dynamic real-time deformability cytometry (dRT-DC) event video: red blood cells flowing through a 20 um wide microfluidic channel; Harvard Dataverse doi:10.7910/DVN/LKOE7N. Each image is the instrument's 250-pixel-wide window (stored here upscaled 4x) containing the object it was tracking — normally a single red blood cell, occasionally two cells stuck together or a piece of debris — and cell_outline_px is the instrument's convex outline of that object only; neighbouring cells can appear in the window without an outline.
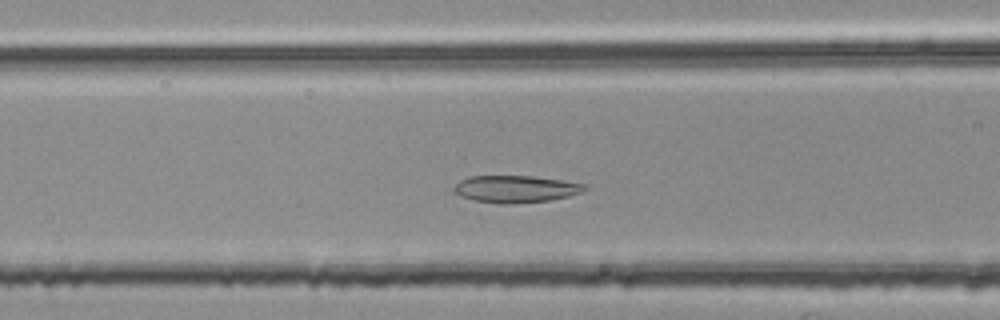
{"species": "common noctule bat (a hibernating species)", "species_latin": "Nyctalus noctula", "temperature_condition": "room temperature", "stored_images_in_passage": 35, "camera_frame_rate_fps": 3000, "um_per_image_px": 0.085, "animal": {"sex": "female", "body_mass_g": 25.1}, "frame": {"image": 1, "passage_image": 11, "time_ms": 3.333, "image_size_px": [1000, 320], "cell_outline_px": [[588, 188], [580, 192], [568, 196], [552, 200], [508, 204], [500, 204], [476, 200], [460, 196], [452, 188], [460, 180], [468, 176], [532, 176], [588, 184]], "centroid_in_image_um": [43.84, 16.06], "position_along_channel_um": 122.8, "area_um2": 20.58}}
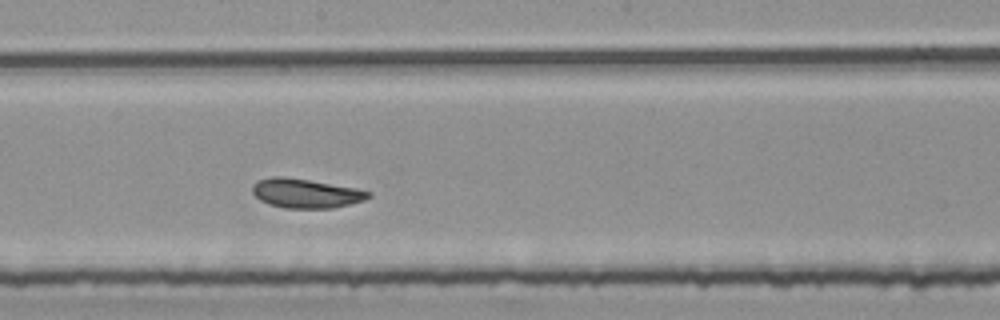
{"frame": {"image": 2, "passage_image": 19, "time_ms": 6.0, "image_size_px": [1000, 320], "cell_outline_px": [[372, 196], [364, 200], [332, 208], [284, 208], [268, 204], [260, 200], [252, 192], [252, 184], [256, 180], [272, 176], [284, 176], [356, 188], [372, 192]], "centroid_in_image_um": [25.96, 16.42], "position_along_channel_um": 222.2, "area_um2": 19.83}}
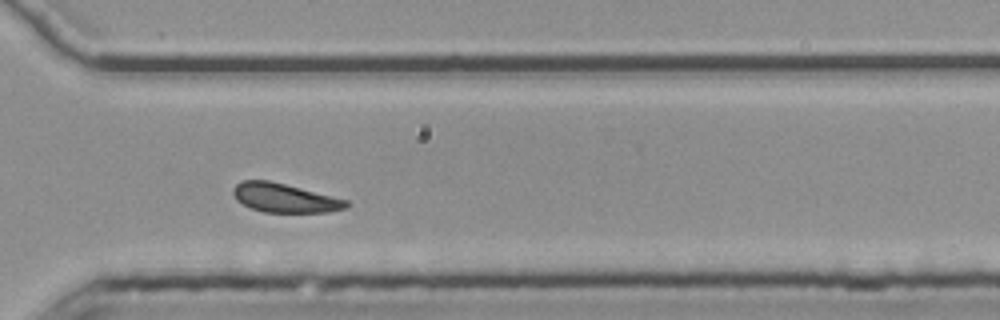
{"frame": {"image": 3, "passage_image": 29, "time_ms": 9.333, "image_size_px": [1000, 320], "cell_outline_px": [[348, 208], [328, 212], [264, 212], [252, 208], [236, 200], [232, 192], [232, 188], [236, 184], [244, 180], [268, 180], [348, 200]], "centroid_in_image_um": [24.18, 16.82], "position_along_channel_um": 346.4, "area_um2": 18.9}, "authors_computed_cell_mechanics": {"area_um2": 19.652, "velocity_mm_per_s": 3.7384, "shape_relaxation_time_tau1_ms": 8.9784, "shape_relaxation_time_tau2_ms": 1.6744, "deformation_change_tau1": 0.1261, "deformation_change_tau2": 0.0797}}